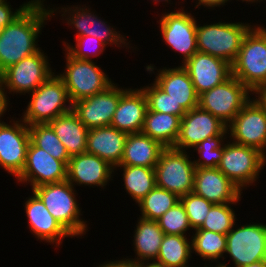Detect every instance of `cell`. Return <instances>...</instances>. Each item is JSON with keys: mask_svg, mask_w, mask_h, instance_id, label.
<instances>
[{"mask_svg": "<svg viewBox=\"0 0 266 267\" xmlns=\"http://www.w3.org/2000/svg\"><path fill=\"white\" fill-rule=\"evenodd\" d=\"M51 215L74 237L83 236L87 224L80 219L81 209L76 200V190L67 180L48 183L32 189Z\"/></svg>", "mask_w": 266, "mask_h": 267, "instance_id": "3957f363", "label": "cell"}, {"mask_svg": "<svg viewBox=\"0 0 266 267\" xmlns=\"http://www.w3.org/2000/svg\"><path fill=\"white\" fill-rule=\"evenodd\" d=\"M159 227L164 234L186 236L185 232L191 229L190 222L181 201L167 210L158 220Z\"/></svg>", "mask_w": 266, "mask_h": 267, "instance_id": "8d00e7d4", "label": "cell"}, {"mask_svg": "<svg viewBox=\"0 0 266 267\" xmlns=\"http://www.w3.org/2000/svg\"><path fill=\"white\" fill-rule=\"evenodd\" d=\"M98 267H138V265H135L132 262H128L126 260H124V258L122 260H114L110 262L108 261V263H104L99 265Z\"/></svg>", "mask_w": 266, "mask_h": 267, "instance_id": "7bdbcfd3", "label": "cell"}, {"mask_svg": "<svg viewBox=\"0 0 266 267\" xmlns=\"http://www.w3.org/2000/svg\"><path fill=\"white\" fill-rule=\"evenodd\" d=\"M32 1L22 4L14 12L12 11L13 8H11V5L7 3V0L0 5V34L4 31V27L17 18Z\"/></svg>", "mask_w": 266, "mask_h": 267, "instance_id": "60d3db41", "label": "cell"}, {"mask_svg": "<svg viewBox=\"0 0 266 267\" xmlns=\"http://www.w3.org/2000/svg\"><path fill=\"white\" fill-rule=\"evenodd\" d=\"M87 6L80 7H63L60 12H63L62 17H66L68 25L74 26L78 34L76 36H93L101 41L104 44L116 45L117 47H122L124 45L127 47L129 44L125 41V37L118 33L115 28L107 25L104 20L102 21L97 17V15L89 11L90 8H86Z\"/></svg>", "mask_w": 266, "mask_h": 267, "instance_id": "44dd1931", "label": "cell"}, {"mask_svg": "<svg viewBox=\"0 0 266 267\" xmlns=\"http://www.w3.org/2000/svg\"><path fill=\"white\" fill-rule=\"evenodd\" d=\"M227 133L229 134L228 130L226 129L221 135L203 140L194 148V150L198 151L197 154H199L200 158L193 161L195 167L215 168L218 166L223 154V140L227 138L224 136Z\"/></svg>", "mask_w": 266, "mask_h": 267, "instance_id": "d590c367", "label": "cell"}, {"mask_svg": "<svg viewBox=\"0 0 266 267\" xmlns=\"http://www.w3.org/2000/svg\"><path fill=\"white\" fill-rule=\"evenodd\" d=\"M227 129L219 118L199 106L181 118L180 132L173 148L186 151L195 148L203 140L221 135Z\"/></svg>", "mask_w": 266, "mask_h": 267, "instance_id": "e0dca14e", "label": "cell"}, {"mask_svg": "<svg viewBox=\"0 0 266 267\" xmlns=\"http://www.w3.org/2000/svg\"><path fill=\"white\" fill-rule=\"evenodd\" d=\"M49 65L47 56L39 50L9 66L0 74L4 92L29 94L35 91L54 74Z\"/></svg>", "mask_w": 266, "mask_h": 267, "instance_id": "30bf717a", "label": "cell"}, {"mask_svg": "<svg viewBox=\"0 0 266 267\" xmlns=\"http://www.w3.org/2000/svg\"><path fill=\"white\" fill-rule=\"evenodd\" d=\"M28 128L30 140L37 147L42 148L57 160L69 162L71 157L49 124H33Z\"/></svg>", "mask_w": 266, "mask_h": 267, "instance_id": "836d02e7", "label": "cell"}, {"mask_svg": "<svg viewBox=\"0 0 266 267\" xmlns=\"http://www.w3.org/2000/svg\"><path fill=\"white\" fill-rule=\"evenodd\" d=\"M75 40V46H71L69 45V43L64 42V45L66 46L64 47L65 52H68L73 58L81 60H91L92 57L99 56V54H102L107 46L103 41L93 36H76ZM89 44L91 48L89 47ZM91 45L94 47H92ZM90 49L93 50L91 54Z\"/></svg>", "mask_w": 266, "mask_h": 267, "instance_id": "f35d334b", "label": "cell"}, {"mask_svg": "<svg viewBox=\"0 0 266 267\" xmlns=\"http://www.w3.org/2000/svg\"><path fill=\"white\" fill-rule=\"evenodd\" d=\"M186 151L173 147L165 148L155 165L156 186L178 197L194 190L195 165Z\"/></svg>", "mask_w": 266, "mask_h": 267, "instance_id": "52a82bcc", "label": "cell"}, {"mask_svg": "<svg viewBox=\"0 0 266 267\" xmlns=\"http://www.w3.org/2000/svg\"><path fill=\"white\" fill-rule=\"evenodd\" d=\"M235 267L266 260V225L254 223L233 228L226 235V252Z\"/></svg>", "mask_w": 266, "mask_h": 267, "instance_id": "8fae6325", "label": "cell"}, {"mask_svg": "<svg viewBox=\"0 0 266 267\" xmlns=\"http://www.w3.org/2000/svg\"><path fill=\"white\" fill-rule=\"evenodd\" d=\"M181 118L147 109L142 133L160 142L165 148L174 147L180 132Z\"/></svg>", "mask_w": 266, "mask_h": 267, "instance_id": "f1b7e54d", "label": "cell"}, {"mask_svg": "<svg viewBox=\"0 0 266 267\" xmlns=\"http://www.w3.org/2000/svg\"><path fill=\"white\" fill-rule=\"evenodd\" d=\"M253 94H257L255 101L266 111V84L259 86Z\"/></svg>", "mask_w": 266, "mask_h": 267, "instance_id": "b9f144b4", "label": "cell"}, {"mask_svg": "<svg viewBox=\"0 0 266 267\" xmlns=\"http://www.w3.org/2000/svg\"><path fill=\"white\" fill-rule=\"evenodd\" d=\"M25 202L30 232L38 239L60 245L62 239L73 236L48 211L42 200L34 193Z\"/></svg>", "mask_w": 266, "mask_h": 267, "instance_id": "603a6c76", "label": "cell"}, {"mask_svg": "<svg viewBox=\"0 0 266 267\" xmlns=\"http://www.w3.org/2000/svg\"><path fill=\"white\" fill-rule=\"evenodd\" d=\"M251 26L242 22H218L203 26L197 24V50L223 59L232 65L238 56L242 40Z\"/></svg>", "mask_w": 266, "mask_h": 267, "instance_id": "277c9868", "label": "cell"}, {"mask_svg": "<svg viewBox=\"0 0 266 267\" xmlns=\"http://www.w3.org/2000/svg\"><path fill=\"white\" fill-rule=\"evenodd\" d=\"M165 147L142 132L128 134L119 165L155 168Z\"/></svg>", "mask_w": 266, "mask_h": 267, "instance_id": "484cf974", "label": "cell"}, {"mask_svg": "<svg viewBox=\"0 0 266 267\" xmlns=\"http://www.w3.org/2000/svg\"><path fill=\"white\" fill-rule=\"evenodd\" d=\"M65 72L57 75L64 83L71 104L105 90L113 82L92 60L73 58L65 54Z\"/></svg>", "mask_w": 266, "mask_h": 267, "instance_id": "8992f818", "label": "cell"}, {"mask_svg": "<svg viewBox=\"0 0 266 267\" xmlns=\"http://www.w3.org/2000/svg\"><path fill=\"white\" fill-rule=\"evenodd\" d=\"M236 77L231 76L222 84L199 95L198 106L219 118L228 126L250 101L252 93Z\"/></svg>", "mask_w": 266, "mask_h": 267, "instance_id": "9c48e42d", "label": "cell"}, {"mask_svg": "<svg viewBox=\"0 0 266 267\" xmlns=\"http://www.w3.org/2000/svg\"><path fill=\"white\" fill-rule=\"evenodd\" d=\"M141 89L146 96L148 110L176 115L175 102L170 98V95H167L155 83Z\"/></svg>", "mask_w": 266, "mask_h": 267, "instance_id": "ab89813d", "label": "cell"}, {"mask_svg": "<svg viewBox=\"0 0 266 267\" xmlns=\"http://www.w3.org/2000/svg\"><path fill=\"white\" fill-rule=\"evenodd\" d=\"M147 109V99L141 87L128 88L120 97L110 126L128 134L141 132Z\"/></svg>", "mask_w": 266, "mask_h": 267, "instance_id": "cb8c5ba5", "label": "cell"}, {"mask_svg": "<svg viewBox=\"0 0 266 267\" xmlns=\"http://www.w3.org/2000/svg\"><path fill=\"white\" fill-rule=\"evenodd\" d=\"M157 75L154 83L171 96L176 104V116L182 118L186 112L198 107L199 95L182 65L168 69L165 67Z\"/></svg>", "mask_w": 266, "mask_h": 267, "instance_id": "ac0fdd59", "label": "cell"}, {"mask_svg": "<svg viewBox=\"0 0 266 267\" xmlns=\"http://www.w3.org/2000/svg\"><path fill=\"white\" fill-rule=\"evenodd\" d=\"M6 96L7 94L4 92L1 81H0V119H1V116L5 113V111H7V107L9 104L8 102L9 100Z\"/></svg>", "mask_w": 266, "mask_h": 267, "instance_id": "f6af8a7d", "label": "cell"}, {"mask_svg": "<svg viewBox=\"0 0 266 267\" xmlns=\"http://www.w3.org/2000/svg\"><path fill=\"white\" fill-rule=\"evenodd\" d=\"M188 240L186 236L165 234L154 262L167 267H189L188 259L193 252Z\"/></svg>", "mask_w": 266, "mask_h": 267, "instance_id": "f546056e", "label": "cell"}, {"mask_svg": "<svg viewBox=\"0 0 266 267\" xmlns=\"http://www.w3.org/2000/svg\"><path fill=\"white\" fill-rule=\"evenodd\" d=\"M114 167L100 157L81 153L72 156L67 165V181L72 185L105 187L113 176Z\"/></svg>", "mask_w": 266, "mask_h": 267, "instance_id": "7402d4cb", "label": "cell"}, {"mask_svg": "<svg viewBox=\"0 0 266 267\" xmlns=\"http://www.w3.org/2000/svg\"><path fill=\"white\" fill-rule=\"evenodd\" d=\"M43 0H33L0 34V74L9 66L40 50L38 34L54 9H46ZM45 7V8H44ZM52 15V16H51Z\"/></svg>", "mask_w": 266, "mask_h": 267, "instance_id": "6da1fadb", "label": "cell"}, {"mask_svg": "<svg viewBox=\"0 0 266 267\" xmlns=\"http://www.w3.org/2000/svg\"><path fill=\"white\" fill-rule=\"evenodd\" d=\"M180 201L185 208L190 226L193 230L201 227L209 210L214 205L205 198L196 195L194 192L180 197Z\"/></svg>", "mask_w": 266, "mask_h": 267, "instance_id": "74e56055", "label": "cell"}, {"mask_svg": "<svg viewBox=\"0 0 266 267\" xmlns=\"http://www.w3.org/2000/svg\"><path fill=\"white\" fill-rule=\"evenodd\" d=\"M30 95L31 99L26 107V112L24 111L21 118L28 126L48 124L58 116L72 110L67 89L63 81L55 74Z\"/></svg>", "mask_w": 266, "mask_h": 267, "instance_id": "5b68a950", "label": "cell"}, {"mask_svg": "<svg viewBox=\"0 0 266 267\" xmlns=\"http://www.w3.org/2000/svg\"><path fill=\"white\" fill-rule=\"evenodd\" d=\"M182 66L187 70L198 95L222 84L232 76L230 63L199 51Z\"/></svg>", "mask_w": 266, "mask_h": 267, "instance_id": "d6986e66", "label": "cell"}, {"mask_svg": "<svg viewBox=\"0 0 266 267\" xmlns=\"http://www.w3.org/2000/svg\"><path fill=\"white\" fill-rule=\"evenodd\" d=\"M196 8H200L199 6L203 5L204 7H219L221 5H225L229 0H197Z\"/></svg>", "mask_w": 266, "mask_h": 267, "instance_id": "ee69618b", "label": "cell"}, {"mask_svg": "<svg viewBox=\"0 0 266 267\" xmlns=\"http://www.w3.org/2000/svg\"><path fill=\"white\" fill-rule=\"evenodd\" d=\"M204 267H208V266H204ZM213 267V266H212ZM215 267H228L227 264H221V262L219 264H217Z\"/></svg>", "mask_w": 266, "mask_h": 267, "instance_id": "c3c4849f", "label": "cell"}, {"mask_svg": "<svg viewBox=\"0 0 266 267\" xmlns=\"http://www.w3.org/2000/svg\"><path fill=\"white\" fill-rule=\"evenodd\" d=\"M266 165V156L259 150L234 142L223 145V154L217 168L241 191L259 178Z\"/></svg>", "mask_w": 266, "mask_h": 267, "instance_id": "ba28073f", "label": "cell"}, {"mask_svg": "<svg viewBox=\"0 0 266 267\" xmlns=\"http://www.w3.org/2000/svg\"><path fill=\"white\" fill-rule=\"evenodd\" d=\"M242 1L243 2L245 1V2H252L253 3V2H258V1L261 2L262 0L261 1L260 0H242Z\"/></svg>", "mask_w": 266, "mask_h": 267, "instance_id": "681fc988", "label": "cell"}, {"mask_svg": "<svg viewBox=\"0 0 266 267\" xmlns=\"http://www.w3.org/2000/svg\"><path fill=\"white\" fill-rule=\"evenodd\" d=\"M68 162L55 159L31 140L22 172L16 177L20 183H30L31 189L48 183L67 180Z\"/></svg>", "mask_w": 266, "mask_h": 267, "instance_id": "9a60e30c", "label": "cell"}, {"mask_svg": "<svg viewBox=\"0 0 266 267\" xmlns=\"http://www.w3.org/2000/svg\"><path fill=\"white\" fill-rule=\"evenodd\" d=\"M234 143L259 150L266 156V111L251 99L227 126Z\"/></svg>", "mask_w": 266, "mask_h": 267, "instance_id": "7c38bea8", "label": "cell"}, {"mask_svg": "<svg viewBox=\"0 0 266 267\" xmlns=\"http://www.w3.org/2000/svg\"><path fill=\"white\" fill-rule=\"evenodd\" d=\"M230 204L236 203L214 204L198 229L227 235L236 223V216Z\"/></svg>", "mask_w": 266, "mask_h": 267, "instance_id": "e575fe53", "label": "cell"}, {"mask_svg": "<svg viewBox=\"0 0 266 267\" xmlns=\"http://www.w3.org/2000/svg\"><path fill=\"white\" fill-rule=\"evenodd\" d=\"M195 234L191 237L192 251H195L203 260L218 261L224 258L226 252V235L213 231L195 229Z\"/></svg>", "mask_w": 266, "mask_h": 267, "instance_id": "1f68e13d", "label": "cell"}, {"mask_svg": "<svg viewBox=\"0 0 266 267\" xmlns=\"http://www.w3.org/2000/svg\"><path fill=\"white\" fill-rule=\"evenodd\" d=\"M160 1H165V2H167V3L169 2V0H153V2H155V3H156V2H160Z\"/></svg>", "mask_w": 266, "mask_h": 267, "instance_id": "f907efd6", "label": "cell"}, {"mask_svg": "<svg viewBox=\"0 0 266 267\" xmlns=\"http://www.w3.org/2000/svg\"><path fill=\"white\" fill-rule=\"evenodd\" d=\"M126 90L112 83L98 94L72 103V111L88 130L109 126L120 97Z\"/></svg>", "mask_w": 266, "mask_h": 267, "instance_id": "5bb4252c", "label": "cell"}, {"mask_svg": "<svg viewBox=\"0 0 266 267\" xmlns=\"http://www.w3.org/2000/svg\"><path fill=\"white\" fill-rule=\"evenodd\" d=\"M180 10L163 13L159 22L162 38L172 50L182 54L184 64L198 51L197 21L191 13H185L182 8Z\"/></svg>", "mask_w": 266, "mask_h": 267, "instance_id": "4fadbf2b", "label": "cell"}, {"mask_svg": "<svg viewBox=\"0 0 266 267\" xmlns=\"http://www.w3.org/2000/svg\"><path fill=\"white\" fill-rule=\"evenodd\" d=\"M128 133L103 126L88 130L86 152L108 162L116 170L120 164Z\"/></svg>", "mask_w": 266, "mask_h": 267, "instance_id": "d4e9b609", "label": "cell"}, {"mask_svg": "<svg viewBox=\"0 0 266 267\" xmlns=\"http://www.w3.org/2000/svg\"><path fill=\"white\" fill-rule=\"evenodd\" d=\"M137 223V228L133 236L134 250L136 251L137 258L124 260L132 262L135 265H140L150 260L154 262L159 254L161 242L165 234L159 227L157 221L139 217Z\"/></svg>", "mask_w": 266, "mask_h": 267, "instance_id": "4316f807", "label": "cell"}, {"mask_svg": "<svg viewBox=\"0 0 266 267\" xmlns=\"http://www.w3.org/2000/svg\"><path fill=\"white\" fill-rule=\"evenodd\" d=\"M180 201L176 194L155 186L141 201L138 206L141 218L157 221L167 210Z\"/></svg>", "mask_w": 266, "mask_h": 267, "instance_id": "d6a6232c", "label": "cell"}, {"mask_svg": "<svg viewBox=\"0 0 266 267\" xmlns=\"http://www.w3.org/2000/svg\"><path fill=\"white\" fill-rule=\"evenodd\" d=\"M11 122L12 125L0 122V166L17 177L25 166L30 132L22 119Z\"/></svg>", "mask_w": 266, "mask_h": 267, "instance_id": "2e32d148", "label": "cell"}, {"mask_svg": "<svg viewBox=\"0 0 266 267\" xmlns=\"http://www.w3.org/2000/svg\"><path fill=\"white\" fill-rule=\"evenodd\" d=\"M64 144L70 157L85 153L88 129L71 110L48 123Z\"/></svg>", "mask_w": 266, "mask_h": 267, "instance_id": "83f0119b", "label": "cell"}, {"mask_svg": "<svg viewBox=\"0 0 266 267\" xmlns=\"http://www.w3.org/2000/svg\"><path fill=\"white\" fill-rule=\"evenodd\" d=\"M231 67L232 76L251 93L266 84V30L263 26L254 25L248 30Z\"/></svg>", "mask_w": 266, "mask_h": 267, "instance_id": "7a4b0ae2", "label": "cell"}, {"mask_svg": "<svg viewBox=\"0 0 266 267\" xmlns=\"http://www.w3.org/2000/svg\"><path fill=\"white\" fill-rule=\"evenodd\" d=\"M138 267H167V266H164V265H160L156 262H153L152 263L150 262H145V263H142L140 265H138Z\"/></svg>", "mask_w": 266, "mask_h": 267, "instance_id": "bcb514c9", "label": "cell"}, {"mask_svg": "<svg viewBox=\"0 0 266 267\" xmlns=\"http://www.w3.org/2000/svg\"><path fill=\"white\" fill-rule=\"evenodd\" d=\"M193 192L213 204L238 203L243 193L217 167H196Z\"/></svg>", "mask_w": 266, "mask_h": 267, "instance_id": "ffe728a7", "label": "cell"}, {"mask_svg": "<svg viewBox=\"0 0 266 267\" xmlns=\"http://www.w3.org/2000/svg\"><path fill=\"white\" fill-rule=\"evenodd\" d=\"M6 0H0V5L3 4Z\"/></svg>", "mask_w": 266, "mask_h": 267, "instance_id": "816d5d0a", "label": "cell"}, {"mask_svg": "<svg viewBox=\"0 0 266 267\" xmlns=\"http://www.w3.org/2000/svg\"><path fill=\"white\" fill-rule=\"evenodd\" d=\"M117 167H122L124 188L136 204L156 186L155 168L126 165Z\"/></svg>", "mask_w": 266, "mask_h": 267, "instance_id": "4dcf8cb0", "label": "cell"}, {"mask_svg": "<svg viewBox=\"0 0 266 267\" xmlns=\"http://www.w3.org/2000/svg\"><path fill=\"white\" fill-rule=\"evenodd\" d=\"M243 267H266V260L251 263V264L243 266Z\"/></svg>", "mask_w": 266, "mask_h": 267, "instance_id": "7dc6e473", "label": "cell"}]
</instances>
